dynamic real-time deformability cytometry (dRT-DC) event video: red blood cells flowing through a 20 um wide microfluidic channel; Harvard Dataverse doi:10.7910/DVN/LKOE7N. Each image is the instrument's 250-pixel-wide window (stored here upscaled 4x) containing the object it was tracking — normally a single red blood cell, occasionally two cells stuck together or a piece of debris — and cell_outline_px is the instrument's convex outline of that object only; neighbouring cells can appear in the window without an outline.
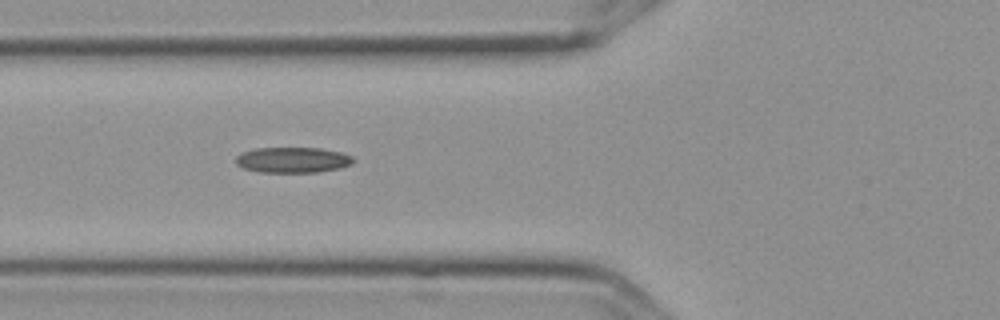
{"species": "Egyptian fruit bat (a non-hibernating species)", "species_latin": "Rousettus aegyptiacus", "temperature_condition": "cold", "stored_images_in_passage": 16, "segment_of_instrument_passage": [1, 2], "camera_frame_rate_fps": 3000, "um_per_image_px": 0.085, "frame": {"image": 1, "passage_image": 6, "time_ms": 1.667, "image_size_px": [1000, 320], "cell_outline_px": [[356, 160], [352, 164], [340, 168], [320, 172], [260, 172], [244, 168], [236, 164], [236, 156], [240, 152], [256, 148], [320, 148], [340, 152], [352, 156]], "centroid_in_image_um": [24.89, 13.59], "position_along_channel_um": 100.9, "area_um2": 17.63}}
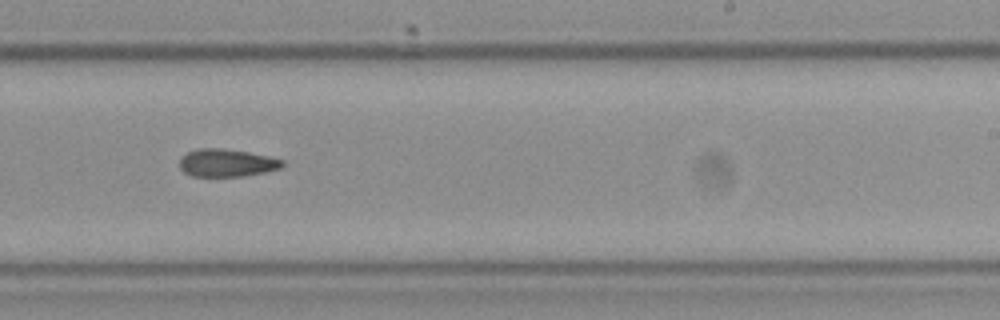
{"frame": {"image": 2, "passage_image": 10, "time_ms": 3.0, "image_size_px": [1000, 320], "cell_outline_px": [[284, 164], [280, 168], [264, 172], [244, 176], [192, 176], [184, 172], [180, 168], [180, 156], [188, 152], [200, 148], [220, 148], [248, 152], [268, 156], [284, 160]], "centroid_in_image_um": [19.26, 13.84], "position_along_channel_um": 269.7, "area_um2": 16.53}}
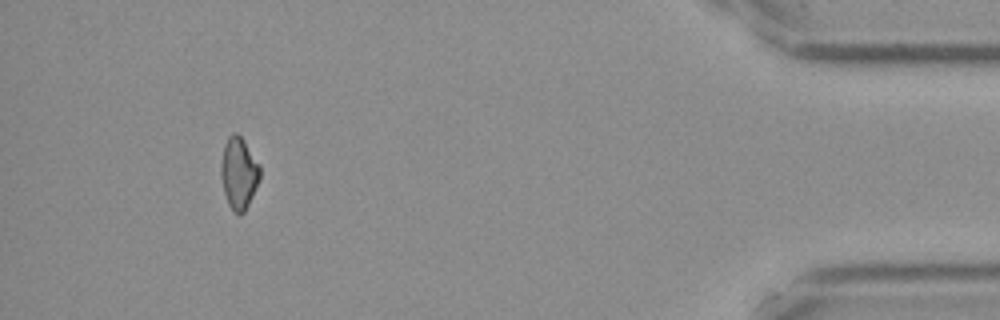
{"frame": {"image": 3, "passage_image": 14, "time_ms": 4.333, "image_size_px": [1000, 320], "cell_outline_px": [[260, 176], [252, 196], [244, 212], [240, 216], [232, 212], [228, 204], [224, 192], [220, 176], [220, 164], [224, 144], [228, 136], [232, 132], [236, 132], [244, 140], [260, 164]], "centroid_in_image_um": [20.28, 14.71], "position_along_channel_um": 414.9, "area_um2": 16.53}}